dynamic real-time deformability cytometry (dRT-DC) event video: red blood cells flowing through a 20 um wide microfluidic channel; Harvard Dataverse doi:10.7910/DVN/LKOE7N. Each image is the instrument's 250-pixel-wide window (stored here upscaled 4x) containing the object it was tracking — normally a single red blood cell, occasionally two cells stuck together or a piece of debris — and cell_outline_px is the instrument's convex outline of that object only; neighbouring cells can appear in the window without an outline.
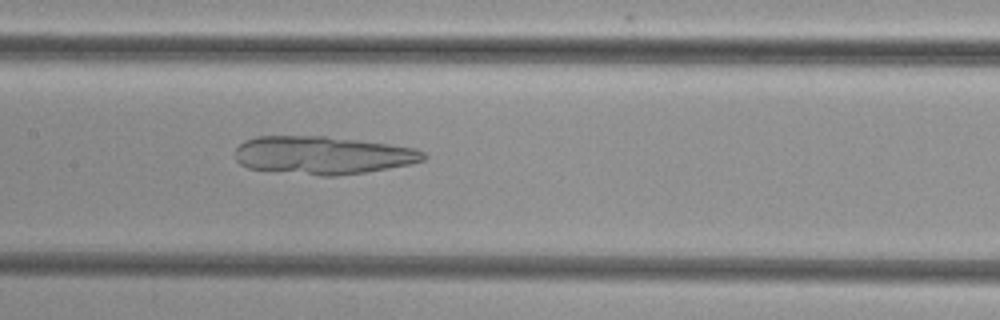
{"species": "common noctule bat (a hibernating species)", "species_latin": "Nyctalus noctula", "temperature_condition": "cold", "stored_images_in_passage": 47, "camera_frame_rate_fps": 3000, "um_per_image_px": 0.085, "animal": {"sex": "female", "body_mass_g": 29.2, "forearm_length_mm": 56.3}, "frame": {"image": 1, "passage_image": 21, "time_ms": 6.667, "image_size_px": [1000, 320], "cell_outline_px": [[428, 156], [424, 160], [412, 164], [368, 172], [336, 176], [320, 176], [248, 168], [240, 164], [236, 160], [236, 148], [244, 140], [256, 136], [324, 136], [388, 144], [416, 148], [424, 152]], "centroid_in_image_um": [27.45, 13.2], "position_along_channel_um": 179.9, "area_um2": 41.85}}
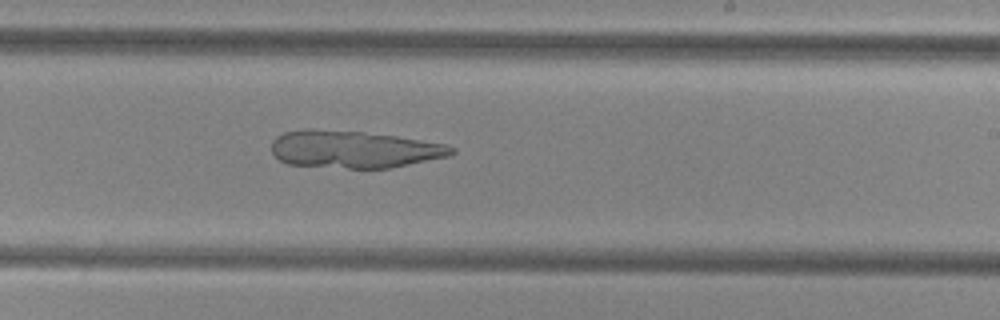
{"frame": {"image": 2, "passage_image": 27, "time_ms": 8.667, "image_size_px": [1000, 320], "cell_outline_px": [[456, 152], [448, 156], [388, 168], [348, 168], [288, 164], [280, 160], [272, 152], [272, 140], [276, 136], [284, 132], [304, 128], [312, 128], [364, 132], [396, 136], [448, 144], [456, 148]], "centroid_in_image_um": [30.07, 12.67], "position_along_channel_um": 258.9, "area_um2": 39.25}}
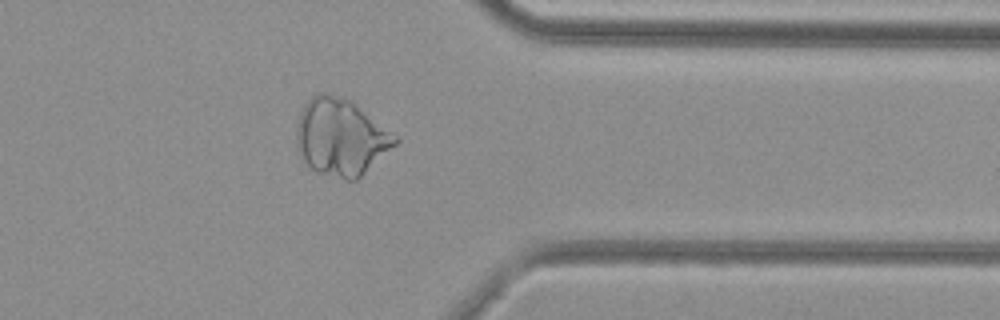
{"frame": {"image": 3, "passage_image": 37, "time_ms": 12.0, "image_size_px": [1000, 320], "cell_outline_px": [[400, 140], [396, 144], [356, 180], [344, 180], [316, 172], [300, 160], [296, 144], [296, 128], [300, 112], [304, 104], [316, 92], [324, 92], [352, 100], [396, 136]], "centroid_in_image_um": [28.92, 11.66], "position_along_channel_um": 382.5, "area_um2": 44.39}}